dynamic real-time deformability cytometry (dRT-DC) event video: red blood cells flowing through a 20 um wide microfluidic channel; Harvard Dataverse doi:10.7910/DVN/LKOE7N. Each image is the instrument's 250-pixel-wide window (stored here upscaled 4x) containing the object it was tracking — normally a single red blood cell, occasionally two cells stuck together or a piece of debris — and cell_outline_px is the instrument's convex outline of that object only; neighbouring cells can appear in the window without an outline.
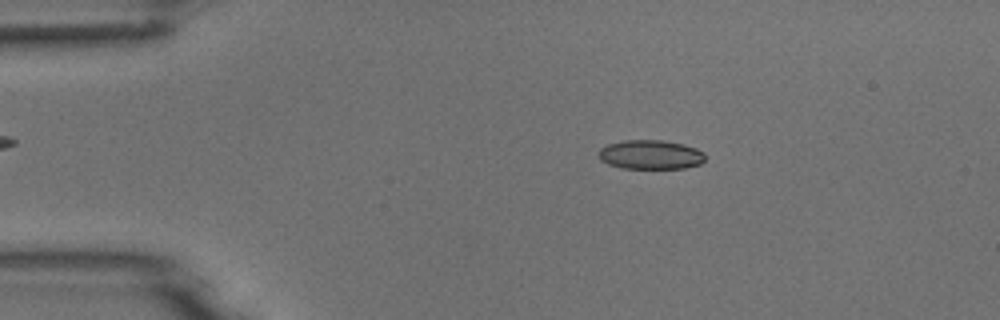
{"species": "common noctule bat (a hibernating species)", "species_latin": "Nyctalus noctula", "temperature_condition": "room temperature", "stored_images_in_passage": 52, "camera_frame_rate_fps": 3000, "um_per_image_px": 0.085, "animal": {"sex": "male", "body_mass_g": 18.8}, "frame": {"image": 1, "passage_image": 9, "time_ms": 2.667, "image_size_px": [1000, 320], "cell_outline_px": [[704, 160], [700, 164], [684, 168], [620, 168], [608, 164], [600, 160], [596, 156], [596, 152], [600, 148], [608, 144], [624, 140], [660, 140], [684, 144], [696, 148], [704, 152]], "centroid_in_image_um": [55.24, 13.14], "position_along_channel_um": 29.8, "area_um2": 18.32}}
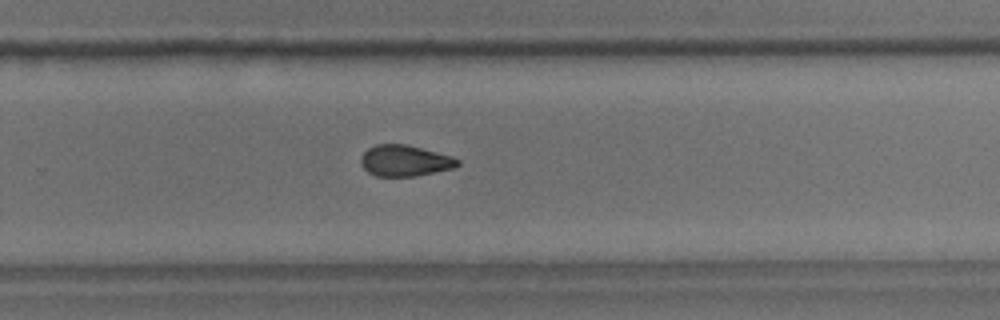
{"frame": {"image": 2, "passage_image": 34, "time_ms": 11.0, "image_size_px": [1000, 320], "cell_outline_px": [[460, 164], [456, 168], [416, 176], [376, 176], [368, 172], [360, 164], [360, 156], [368, 148], [376, 144], [404, 144], [452, 156], [460, 160]], "centroid_in_image_um": [34.41, 13.67], "position_along_channel_um": 295.4, "area_um2": 17.63}}
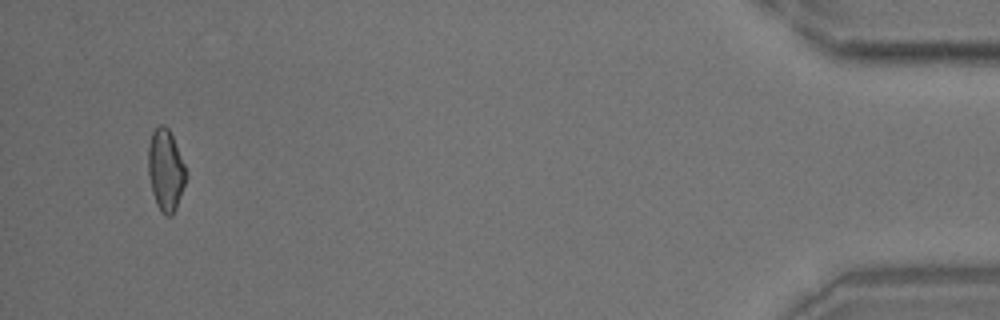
{"frame": {"image": 3, "passage_image": 50, "time_ms": 16.333, "image_size_px": [1000, 320], "cell_outline_px": [[188, 176], [176, 208], [172, 216], [164, 216], [160, 212], [156, 204], [152, 192], [148, 172], [148, 144], [152, 132], [160, 124], [164, 124], [168, 128], [172, 136], [188, 172]], "centroid_in_image_um": [14.08, 14.49], "position_along_channel_um": 421.1, "area_um2": 18.21}}